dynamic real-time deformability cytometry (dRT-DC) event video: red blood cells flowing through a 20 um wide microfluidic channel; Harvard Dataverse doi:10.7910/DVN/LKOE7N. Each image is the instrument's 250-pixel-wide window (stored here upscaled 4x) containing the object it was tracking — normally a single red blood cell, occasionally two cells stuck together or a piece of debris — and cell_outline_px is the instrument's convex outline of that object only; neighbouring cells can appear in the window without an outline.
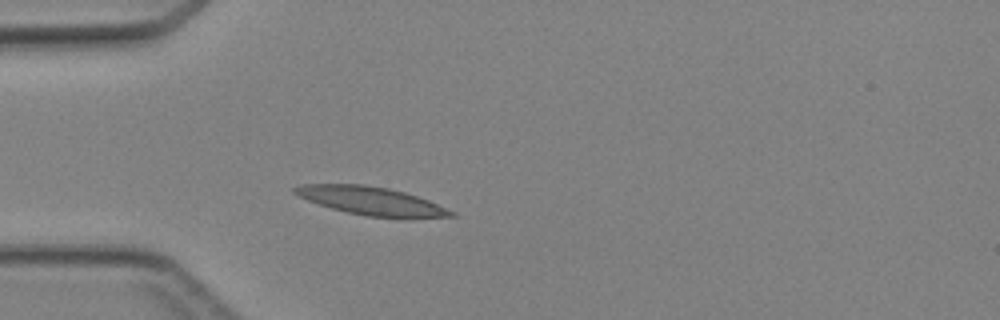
{"species": "Egyptian fruit bat (a non-hibernating species)", "species_latin": "Rousettus aegyptiacus", "temperature_condition": "cold", "stored_images_in_passage": 2, "camera_frame_rate_fps": 3000, "um_per_image_px": 0.085, "animal": {"sex": "female"}, "frame": {"image": 1, "passage_image": 2, "time_ms": 2.0, "image_size_px": [1000, 320], "cell_outline_px": [[456, 216], [368, 216], [348, 212], [332, 208], [308, 200], [292, 192], [292, 188], [300, 184], [364, 184], [388, 188], [404, 192], [428, 200], [456, 212]], "centroid_in_image_um": [31.48, 17.03], "position_along_channel_um": 53.5, "area_um2": 24.85}}